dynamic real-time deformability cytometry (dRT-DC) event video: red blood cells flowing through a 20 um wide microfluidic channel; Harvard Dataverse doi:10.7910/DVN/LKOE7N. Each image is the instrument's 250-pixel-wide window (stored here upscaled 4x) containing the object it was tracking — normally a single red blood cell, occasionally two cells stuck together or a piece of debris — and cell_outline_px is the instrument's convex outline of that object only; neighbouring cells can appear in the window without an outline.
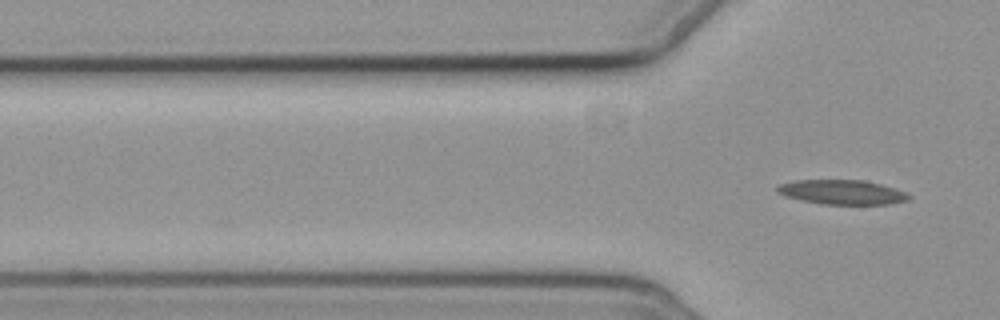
{"species": "common noctule bat (a hibernating species)", "species_latin": "Nyctalus noctula", "temperature_condition": "cold", "stored_images_in_passage": 3, "camera_frame_rate_fps": 3000, "um_per_image_px": 0.085, "animal": {"sex": "female", "body_mass_g": 19.3, "forearm_length_mm": 54.1}, "frame": {"image": 1, "passage_image": 3, "time_ms": 3.667, "image_size_px": [1000, 320], "cell_outline_px": [[912, 196], [908, 200], [888, 204], [824, 204], [800, 200], [784, 196], [776, 192], [776, 188], [780, 184], [796, 180], [864, 180], [880, 184], [904, 192]], "centroid_in_image_um": [71.53, 16.33], "position_along_channel_um": 54.3, "area_um2": 18.67}}